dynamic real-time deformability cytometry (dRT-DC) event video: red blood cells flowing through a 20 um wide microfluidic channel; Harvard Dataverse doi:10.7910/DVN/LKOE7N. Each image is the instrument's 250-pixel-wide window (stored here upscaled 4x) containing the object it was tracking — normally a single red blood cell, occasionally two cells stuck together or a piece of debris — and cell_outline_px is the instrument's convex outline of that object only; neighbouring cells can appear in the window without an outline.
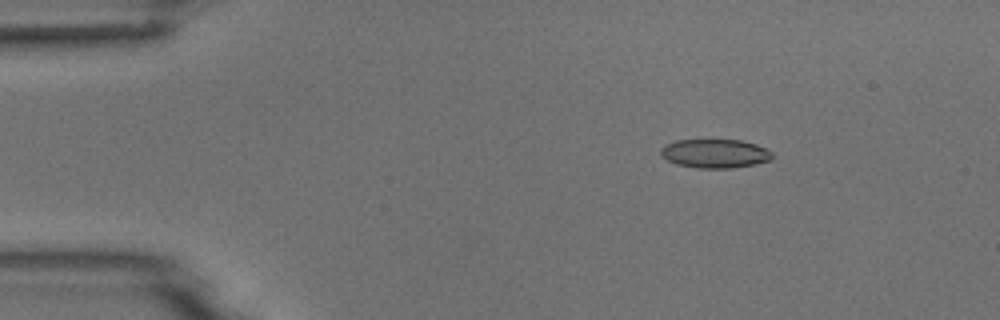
{"species": "common noctule bat (a hibernating species)", "species_latin": "Nyctalus noctula", "temperature_condition": "room temperature", "stored_images_in_passage": 5, "camera_frame_rate_fps": 3000, "um_per_image_px": 0.085, "animal": {"sex": "male", "body_mass_g": 18.8}, "frame": {"image": 1, "passage_image": 3, "time_ms": 2.0, "image_size_px": [1000, 320], "cell_outline_px": [[772, 160], [756, 164], [732, 168], [696, 168], [676, 164], [660, 156], [660, 148], [676, 140], [740, 140], [756, 144], [772, 152]], "centroid_in_image_um": [60.77, 13.06], "position_along_channel_um": 24.2, "area_um2": 18.79}}